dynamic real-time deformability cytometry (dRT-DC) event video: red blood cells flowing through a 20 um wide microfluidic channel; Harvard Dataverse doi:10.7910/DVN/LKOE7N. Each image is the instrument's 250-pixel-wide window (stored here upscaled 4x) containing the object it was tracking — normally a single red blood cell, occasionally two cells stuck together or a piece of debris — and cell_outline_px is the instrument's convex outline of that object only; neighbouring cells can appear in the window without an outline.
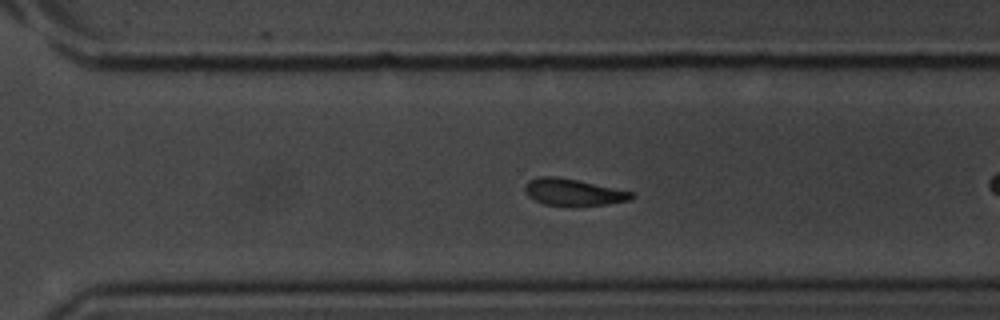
{"species": "common noctule bat (a hibernating species)", "species_latin": "Nyctalus noctula", "temperature_condition": "room temperature", "stored_images_in_passage": 31, "camera_frame_rate_fps": 3000, "um_per_image_px": 0.085, "animal": {"sex": "male", "body_mass_g": 20.1, "forearm_length_mm": 53.5}, "frame": {"image": 1, "passage_image": 18, "time_ms": 5.667, "image_size_px": [1000, 320], "cell_outline_px": [[636, 196], [628, 200], [608, 204], [572, 208], [544, 204], [528, 196], [524, 192], [524, 184], [528, 180], [540, 176], [556, 176], [576, 180], [632, 192]], "centroid_in_image_um": [48.68, 16.37], "position_along_channel_um": 321.9, "area_um2": 16.99}}
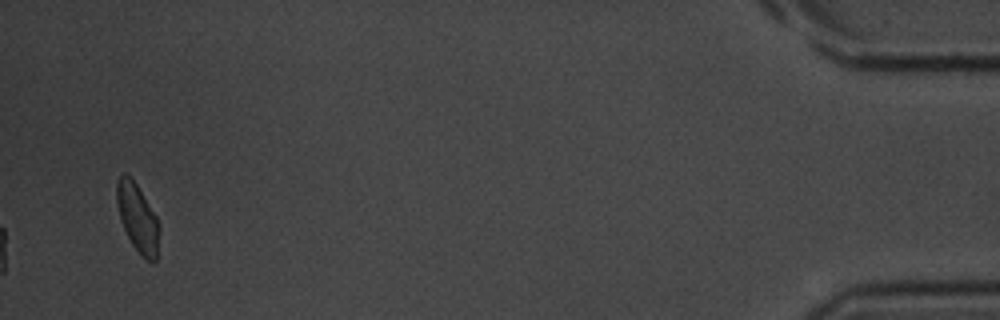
{"frame": {"image": 2, "passage_image": 31, "time_ms": 10.0, "image_size_px": [1000, 320], "cell_outline_px": [[160, 232], [156, 260], [152, 264], [132, 244], [120, 220], [116, 200], [116, 184], [120, 176], [124, 172], [136, 184], [156, 216], [160, 224]], "centroid_in_image_um": [11.7, 18.53], "position_along_channel_um": 423.5, "area_um2": 16.65}}